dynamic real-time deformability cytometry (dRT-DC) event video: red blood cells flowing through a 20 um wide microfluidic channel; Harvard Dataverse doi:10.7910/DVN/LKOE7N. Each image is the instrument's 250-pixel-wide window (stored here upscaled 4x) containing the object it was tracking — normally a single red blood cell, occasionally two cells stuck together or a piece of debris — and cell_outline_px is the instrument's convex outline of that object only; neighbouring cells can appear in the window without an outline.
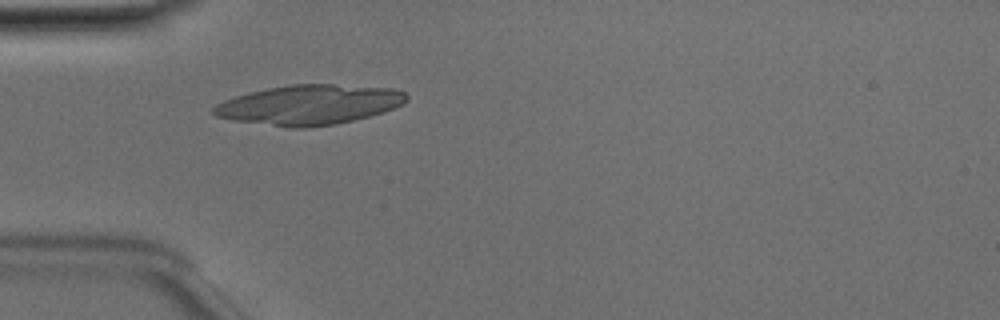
{"species": "Egyptian fruit bat (a non-hibernating species)", "species_latin": "Rousettus aegyptiacus", "temperature_condition": "room temperature", "stored_images_in_passage": 46, "segment_of_instrument_passage": [1, 4], "camera_frame_rate_fps": 3000, "um_per_image_px": 0.085, "animal": {"sex": "male"}, "frame": {"image": 1, "passage_image": 12, "time_ms": 3.667, "image_size_px": [1000, 320], "cell_outline_px": [[404, 100], [388, 108], [364, 116], [328, 124], [280, 124], [348, 92], [400, 92], [404, 96]], "centroid_in_image_um": [29.6, 9.15], "position_along_channel_um": 55.4, "area_um2": 15.32}}